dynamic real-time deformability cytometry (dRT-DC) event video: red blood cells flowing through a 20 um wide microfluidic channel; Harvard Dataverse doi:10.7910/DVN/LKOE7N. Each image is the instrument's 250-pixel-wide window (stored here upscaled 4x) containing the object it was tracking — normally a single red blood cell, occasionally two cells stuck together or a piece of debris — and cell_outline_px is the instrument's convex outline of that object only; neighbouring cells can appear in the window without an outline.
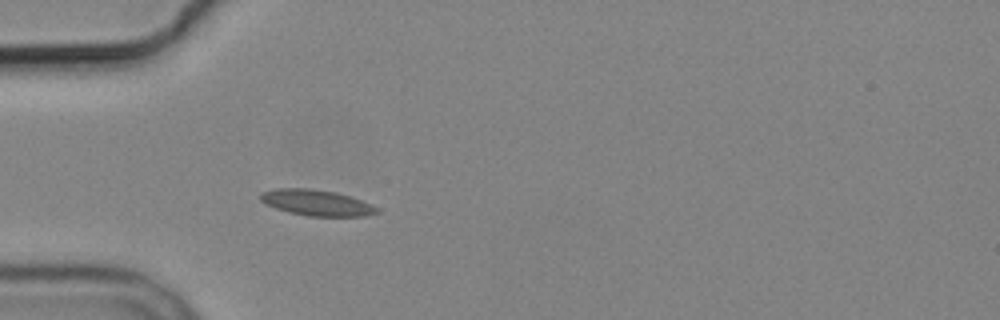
{"species": "common noctule bat (a hibernating species)", "species_latin": "Nyctalus noctula", "temperature_condition": "cold", "stored_images_in_passage": 5, "camera_frame_rate_fps": 3000, "um_per_image_px": 0.085, "animal": {"sex": "male", "body_mass_g": 19.2, "forearm_length_mm": 51.8}, "frame": {"image": 1, "passage_image": 5, "time_ms": 4.667, "image_size_px": [1000, 320], "cell_outline_px": [[380, 212], [364, 216], [308, 216], [288, 212], [264, 204], [260, 200], [260, 192], [276, 188], [308, 188], [336, 192], [360, 200], [376, 208]], "centroid_in_image_um": [26.83, 17.23], "position_along_channel_um": 58.2, "area_um2": 17.46}}